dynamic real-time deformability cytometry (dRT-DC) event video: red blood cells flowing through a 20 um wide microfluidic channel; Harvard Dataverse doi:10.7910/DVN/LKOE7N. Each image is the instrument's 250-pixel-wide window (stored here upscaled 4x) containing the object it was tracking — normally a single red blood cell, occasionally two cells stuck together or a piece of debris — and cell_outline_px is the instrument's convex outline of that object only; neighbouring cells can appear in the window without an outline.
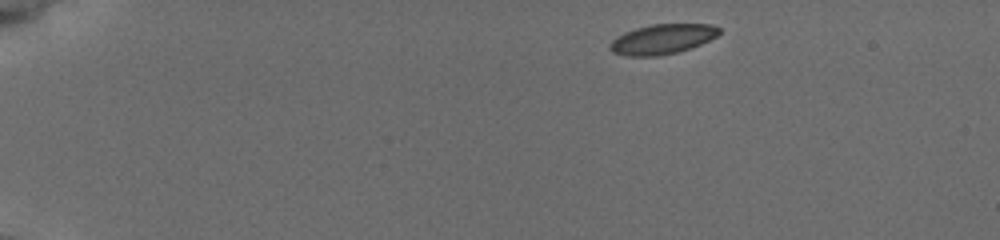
{"species": "common noctule bat (a hibernating species)", "species_latin": "Nyctalus noctula", "temperature_condition": "cold", "stored_images_in_passage": 47, "camera_frame_rate_fps": 3000, "um_per_image_px": 0.085, "animal": {"sex": "female", "body_mass_g": 19.5, "forearm_length_mm": 54.1}, "frame": {"image": 1, "passage_image": 1, "time_ms": 0.0, "image_size_px": [1000, 240], "cell_outline_px": [[720, 32], [716, 36], [700, 44], [676, 52], [656, 56], [624, 56], [612, 52], [608, 48], [608, 44], [616, 36], [624, 32], [636, 28], [652, 24], [712, 24], [720, 28]], "centroid_in_image_um": [56.24, 3.32], "position_along_channel_um": 28.8, "area_um2": 19.02}}
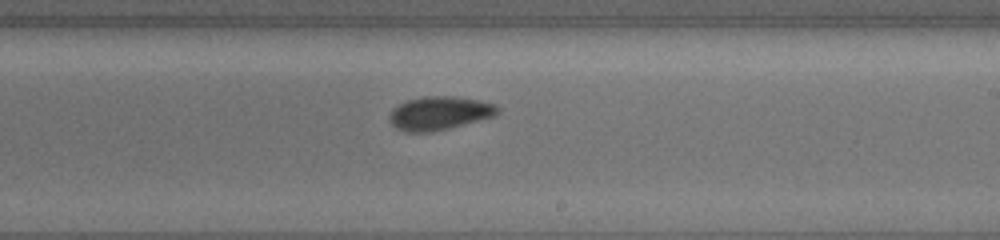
{"frame": {"image": 2, "passage_image": 27, "time_ms": 8.667, "image_size_px": [1000, 240], "cell_outline_px": [[500, 112], [492, 116], [448, 128], [432, 132], [404, 132], [396, 128], [392, 124], [388, 116], [392, 108], [408, 100], [424, 96], [456, 96], [480, 100], [496, 104], [500, 108]], "centroid_in_image_um": [37.34, 9.61], "position_along_channel_um": 251.7, "area_um2": 21.1}}
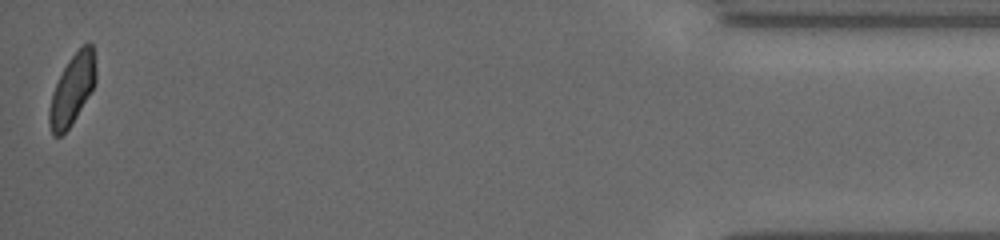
{"frame": {"image": 3, "passage_image": 47, "time_ms": 15.333, "image_size_px": [1000, 240], "cell_outline_px": [[96, 80], [92, 88], [72, 124], [60, 136], [52, 136], [48, 124], [48, 112], [52, 92], [68, 60], [88, 40], [92, 44], [96, 68]], "centroid_in_image_um": [6.12, 7.62], "position_along_channel_um": 429.1, "area_um2": 18.84}, "authors_computed_cell_mechanics": {"area_um2": 20.2878, "velocity_mm_per_s": 3.7546, "shape_relaxation_time_tau1_ms": 2.9945, "shape_relaxation_time_tau2_ms": 4.8295, "deformation_change_tau1": 0.085, "deformation_change_tau2": 0.0821}}